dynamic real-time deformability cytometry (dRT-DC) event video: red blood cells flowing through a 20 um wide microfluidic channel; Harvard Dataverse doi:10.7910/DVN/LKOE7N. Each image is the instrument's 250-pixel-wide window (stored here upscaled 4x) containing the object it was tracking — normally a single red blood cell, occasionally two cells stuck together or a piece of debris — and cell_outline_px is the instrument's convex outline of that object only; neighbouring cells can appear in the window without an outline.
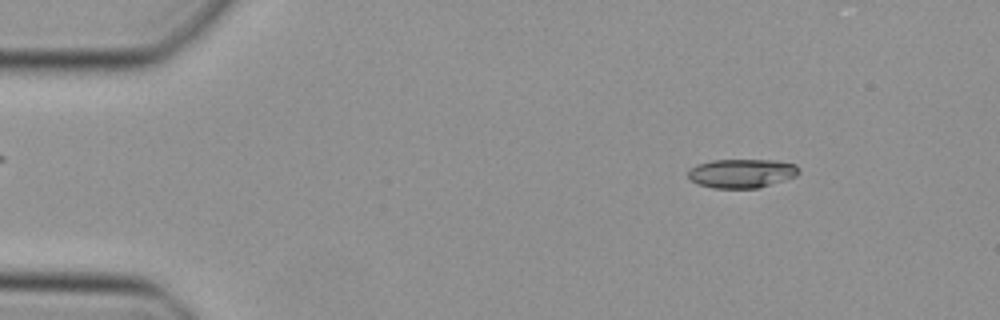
{"species": "Egyptian fruit bat (a non-hibernating species)", "species_latin": "Rousettus aegyptiacus", "temperature_condition": "cold", "stored_images_in_passage": 35, "camera_frame_rate_fps": 3000, "um_per_image_px": 0.085, "animal": {"sex": "female"}, "frame": {"image": 1, "passage_image": 6, "time_ms": 1.667, "image_size_px": [1000, 320], "cell_outline_px": [[800, 172], [796, 176], [784, 180], [756, 188], [712, 188], [700, 184], [692, 180], [688, 176], [688, 168], [696, 164], [712, 160], [776, 160], [796, 164], [800, 168]], "centroid_in_image_um": [63.05, 14.72], "position_along_channel_um": 22.0, "area_um2": 18.73}}
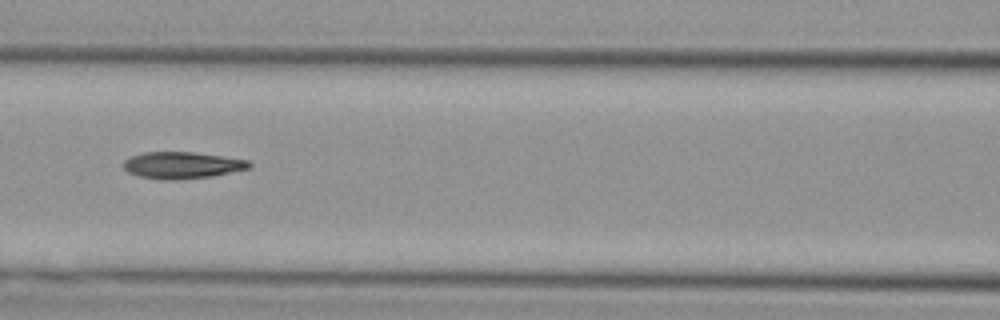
{"frame": {"image": 2, "passage_image": 21, "time_ms": 6.667, "image_size_px": [1000, 320], "cell_outline_px": [[252, 164], [248, 168], [212, 176], [176, 180], [164, 180], [136, 176], [128, 172], [124, 168], [124, 160], [128, 156], [144, 152], [192, 152], [224, 156], [248, 160]], "centroid_in_image_um": [15.43, 14.04], "position_along_channel_um": 151.2, "area_um2": 19.65}}
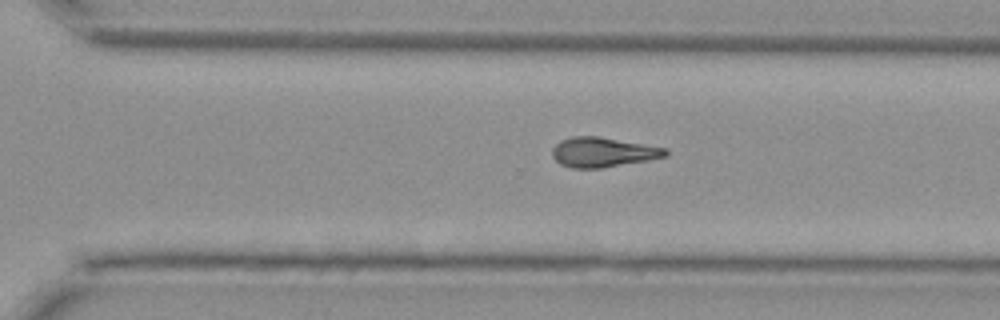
{"frame": {"image": 3, "passage_image": 33, "time_ms": 10.667, "image_size_px": [1000, 320], "cell_outline_px": [[668, 156], [648, 160], [600, 168], [572, 168], [560, 164], [552, 156], [552, 148], [560, 140], [572, 136], [596, 136], [668, 148]], "centroid_in_image_um": [51.24, 12.93], "position_along_channel_um": 319.4, "area_um2": 19.59}}